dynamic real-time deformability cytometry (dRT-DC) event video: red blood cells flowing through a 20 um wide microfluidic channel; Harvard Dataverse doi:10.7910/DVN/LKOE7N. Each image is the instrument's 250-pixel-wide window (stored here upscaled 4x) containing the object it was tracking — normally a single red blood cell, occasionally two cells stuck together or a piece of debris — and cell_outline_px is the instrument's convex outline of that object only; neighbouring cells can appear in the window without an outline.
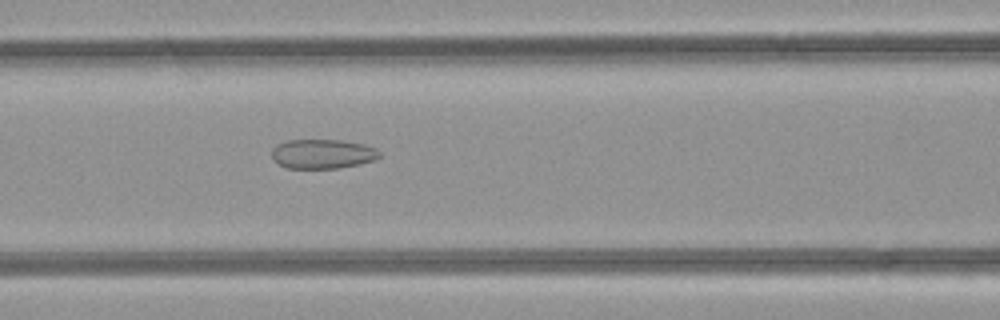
{"species": "common noctule bat (a hibernating species)", "species_latin": "Nyctalus noctula", "temperature_condition": "room temperature", "stored_images_in_passage": 49, "camera_frame_rate_fps": 3000, "um_per_image_px": 0.085, "animal": {"sex": "female", "body_mass_g": 21.9}, "frame": {"image": 1, "passage_image": 21, "time_ms": 6.667, "image_size_px": [1000, 320], "cell_outline_px": [[380, 156], [376, 160], [360, 164], [340, 168], [288, 168], [272, 160], [272, 148], [276, 144], [284, 140], [344, 140], [364, 144], [376, 148], [380, 152]], "centroid_in_image_um": [27.42, 13.07], "position_along_channel_um": 139.2, "area_um2": 18.73}}
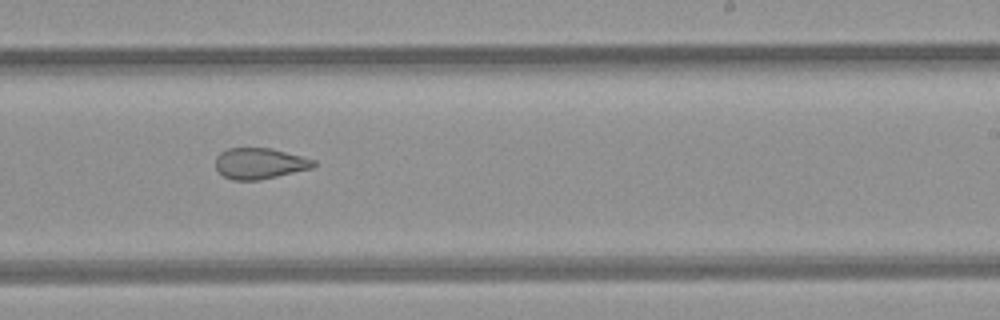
{"frame": {"image": 2, "passage_image": 30, "time_ms": 9.667, "image_size_px": [1000, 320], "cell_outline_px": [[316, 164], [312, 168], [276, 176], [256, 180], [232, 180], [224, 176], [216, 168], [216, 156], [220, 152], [228, 148], [272, 148], [316, 160]], "centroid_in_image_um": [22.06, 13.88], "position_along_channel_um": 266.9, "area_um2": 17.57}}
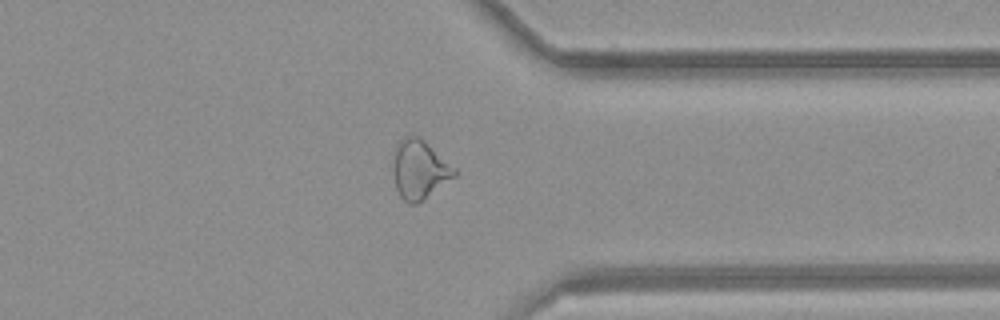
{"frame": {"image": 3, "passage_image": 38, "time_ms": 12.333, "image_size_px": [1000, 320], "cell_outline_px": [[460, 172], [456, 176], [416, 204], [408, 204], [400, 196], [396, 188], [392, 160], [392, 152], [396, 144], [404, 136], [412, 132], [424, 140], [456, 168]], "centroid_in_image_um": [35.64, 14.36], "position_along_channel_um": 375.8, "area_um2": 21.44}, "authors_computed_cell_mechanics": {"area_um2": 22.542, "velocity_mm_per_s": 4.2596, "shape_relaxation_time_tau1_ms": null, "shape_relaxation_time_tau2_ms": 2.0031, "deformation_change_tau1": null, "deformation_change_tau2": 0.0916}}